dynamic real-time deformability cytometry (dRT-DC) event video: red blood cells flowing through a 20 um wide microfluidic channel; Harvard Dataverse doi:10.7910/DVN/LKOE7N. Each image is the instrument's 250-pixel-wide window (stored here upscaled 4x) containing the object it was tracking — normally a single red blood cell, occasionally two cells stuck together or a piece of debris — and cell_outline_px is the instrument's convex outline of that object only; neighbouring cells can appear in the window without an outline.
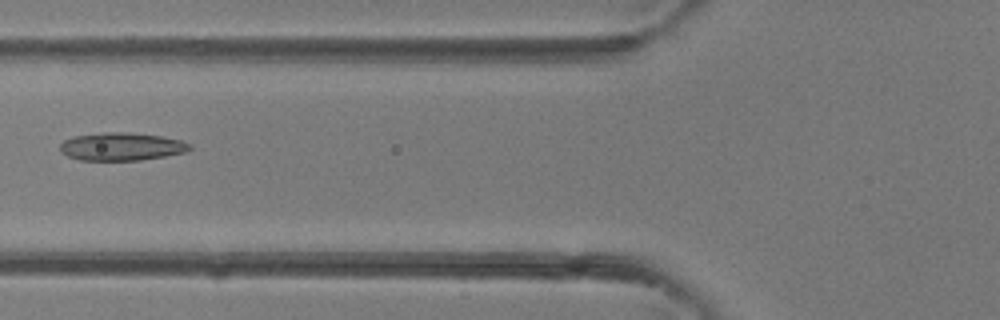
{"species": "common noctule bat (a hibernating species)", "species_latin": "Nyctalus noctula", "temperature_condition": "room temperature", "stored_images_in_passage": 41, "camera_frame_rate_fps": 3000, "um_per_image_px": 0.085, "animal": {"sex": "female"}, "frame": {"image": 1, "passage_image": 16, "time_ms": 5.0, "image_size_px": [1000, 320], "cell_outline_px": [[192, 148], [184, 152], [164, 156], [140, 160], [80, 160], [68, 156], [60, 152], [60, 144], [64, 140], [76, 136], [104, 132], [132, 132], [160, 136], [180, 140], [188, 144]], "centroid_in_image_um": [10.29, 12.45], "position_along_channel_um": 115.5, "area_um2": 20.92}}
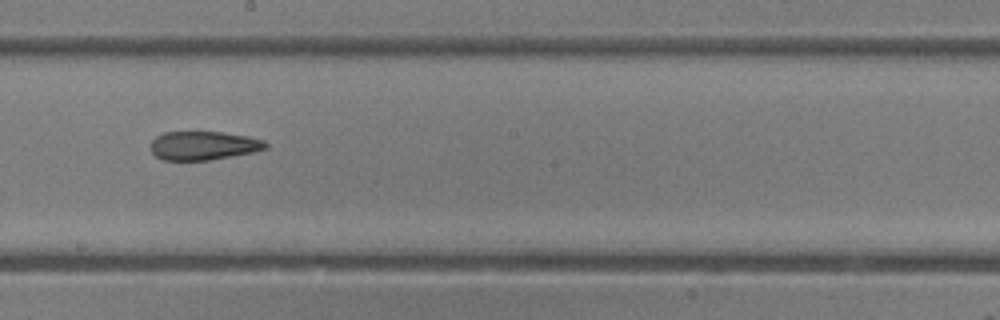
{"frame": {"image": 2, "passage_image": 23, "time_ms": 7.333, "image_size_px": [1000, 320], "cell_outline_px": [[268, 148], [252, 152], [208, 160], [164, 160], [156, 156], [152, 152], [152, 140], [156, 136], [164, 132], [224, 132], [248, 136], [264, 140], [268, 144]], "centroid_in_image_um": [17.31, 12.36], "position_along_channel_um": 230.9, "area_um2": 19.13}}
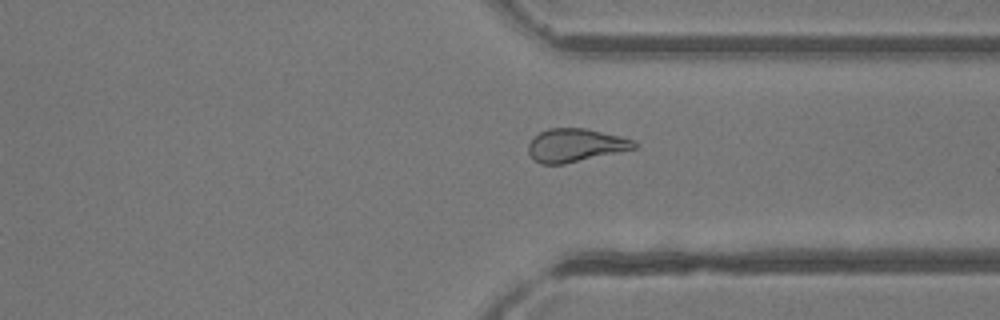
{"frame": {"image": 3, "passage_image": 31, "time_ms": 10.0, "image_size_px": [1000, 320], "cell_outline_px": [[636, 148], [564, 164], [540, 164], [528, 152], [528, 144], [540, 132], [548, 128], [588, 128], [620, 136], [632, 140], [636, 144]], "centroid_in_image_um": [48.9, 12.34], "position_along_channel_um": 362.5, "area_um2": 20.23}}